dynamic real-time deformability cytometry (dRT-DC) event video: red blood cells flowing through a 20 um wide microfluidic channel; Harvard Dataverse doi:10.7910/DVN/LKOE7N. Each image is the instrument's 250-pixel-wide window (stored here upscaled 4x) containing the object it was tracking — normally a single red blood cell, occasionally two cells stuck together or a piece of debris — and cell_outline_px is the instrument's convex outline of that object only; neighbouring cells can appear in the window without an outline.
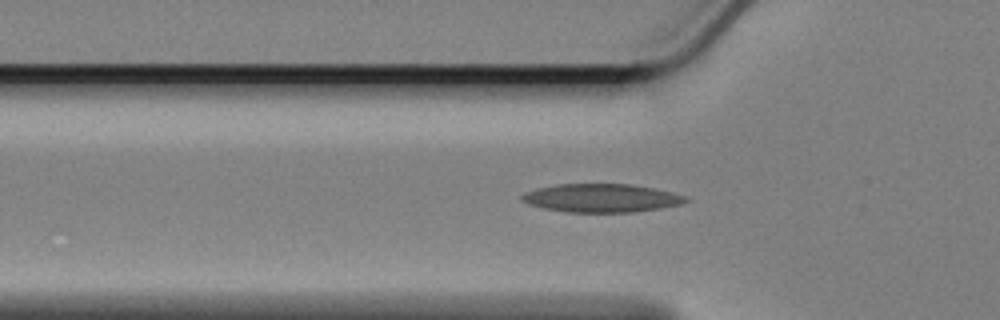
{"species": "Egyptian fruit bat (a non-hibernating species)", "species_latin": "Rousettus aegyptiacus", "temperature_condition": "cold", "stored_images_in_passage": 20, "camera_frame_rate_fps": 3000, "um_per_image_px": 0.085, "animal": {"sex": "female"}, "frame": {"image": 1, "passage_image": 3, "time_ms": 0.667, "image_size_px": [1000, 320], "cell_outline_px": [[692, 200], [680, 204], [660, 208], [636, 212], [568, 212], [544, 208], [528, 204], [520, 200], [520, 196], [524, 192], [536, 188], [556, 184], [632, 184], [672, 192], [688, 196]], "centroid_in_image_um": [51.12, 16.83], "position_along_channel_um": 74.7, "area_um2": 27.28}}
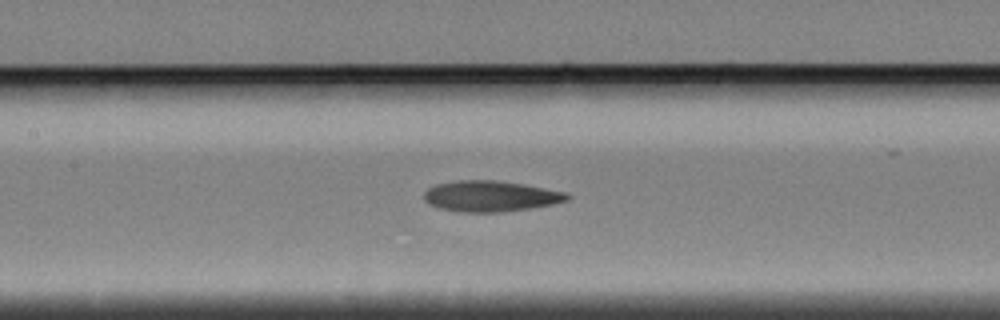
{"frame": {"image": 2, "passage_image": 11, "time_ms": 3.333, "image_size_px": [1000, 320], "cell_outline_px": [[572, 196], [568, 200], [552, 204], [528, 208], [500, 212], [460, 212], [440, 208], [428, 204], [424, 200], [424, 192], [428, 188], [436, 184], [456, 180], [496, 180], [544, 188], [564, 192]], "centroid_in_image_um": [41.64, 16.67], "position_along_channel_um": 165.8, "area_um2": 25.55}}
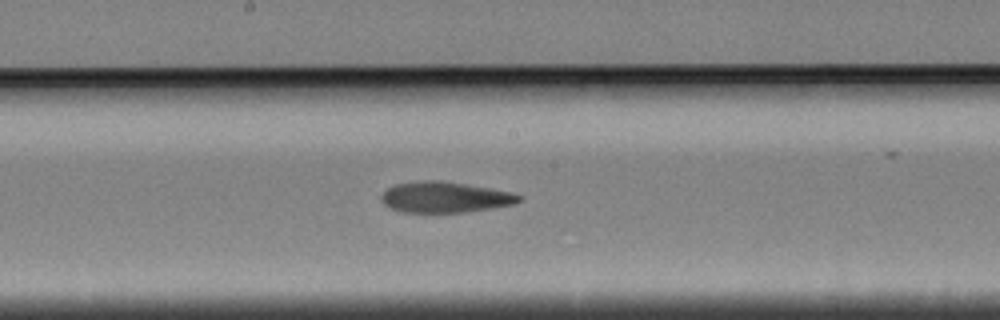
{"frame": {"image": 3, "passage_image": 15, "time_ms": 4.667, "image_size_px": [1000, 320], "cell_outline_px": [[524, 196], [520, 200], [512, 204], [492, 208], [464, 212], [400, 212], [384, 204], [380, 200], [380, 196], [388, 188], [396, 184], [424, 180], [440, 180], [488, 188], [508, 192]], "centroid_in_image_um": [37.78, 16.76], "position_along_channel_um": 210.4, "area_um2": 24.39}}